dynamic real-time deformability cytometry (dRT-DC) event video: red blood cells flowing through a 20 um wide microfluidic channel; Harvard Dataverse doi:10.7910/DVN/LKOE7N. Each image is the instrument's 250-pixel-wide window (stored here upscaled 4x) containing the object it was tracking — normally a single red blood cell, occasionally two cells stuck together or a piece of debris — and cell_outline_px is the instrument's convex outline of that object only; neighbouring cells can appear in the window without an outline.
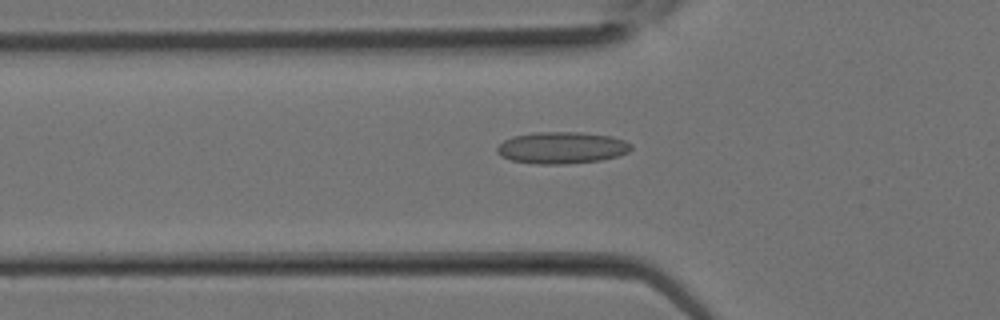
{"species": "Egyptian fruit bat (a non-hibernating species)", "species_latin": "Rousettus aegyptiacus", "temperature_condition": "room temperature", "stored_images_in_passage": 3, "camera_frame_rate_fps": 3000, "um_per_image_px": 0.085, "animal": {"sex": "female"}, "frame": {"image": 1, "passage_image": 2, "time_ms": 0.333, "image_size_px": [1000, 320], "cell_outline_px": [[632, 148], [628, 152], [616, 156], [600, 160], [564, 164], [536, 164], [512, 160], [500, 156], [496, 152], [496, 148], [504, 140], [512, 136], [536, 132], [580, 132], [612, 136], [624, 140], [632, 144]], "centroid_in_image_um": [47.74, 12.55], "position_along_channel_um": 78.1, "area_um2": 24.85}}